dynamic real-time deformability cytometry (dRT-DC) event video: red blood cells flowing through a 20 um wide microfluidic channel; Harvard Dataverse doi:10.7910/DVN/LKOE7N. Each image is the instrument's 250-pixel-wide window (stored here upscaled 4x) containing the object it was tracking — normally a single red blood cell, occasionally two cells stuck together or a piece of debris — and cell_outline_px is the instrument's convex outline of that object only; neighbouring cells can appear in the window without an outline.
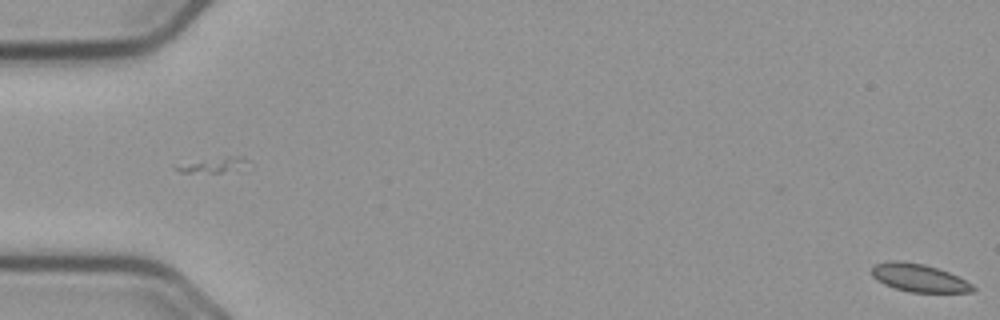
{"species": "common noctule bat (a hibernating species)", "species_latin": "Nyctalus noctula", "temperature_condition": "cold", "stored_images_in_passage": 58, "camera_frame_rate_fps": 3000, "um_per_image_px": 0.085, "animal": {"sex": "male", "body_mass_g": 23.1, "forearm_length_mm": 52.7}, "frame": {"image": 1, "passage_image": 1, "time_ms": 0.0, "image_size_px": [1000, 320], "cell_outline_px": [[976, 288], [972, 292], [912, 292], [896, 288], [884, 284], [876, 280], [872, 276], [872, 268], [876, 264], [888, 260], [904, 260], [924, 264], [948, 272], [972, 284]], "centroid_in_image_um": [78.08, 23.6], "position_along_channel_um": 6.9, "area_um2": 16.36}}
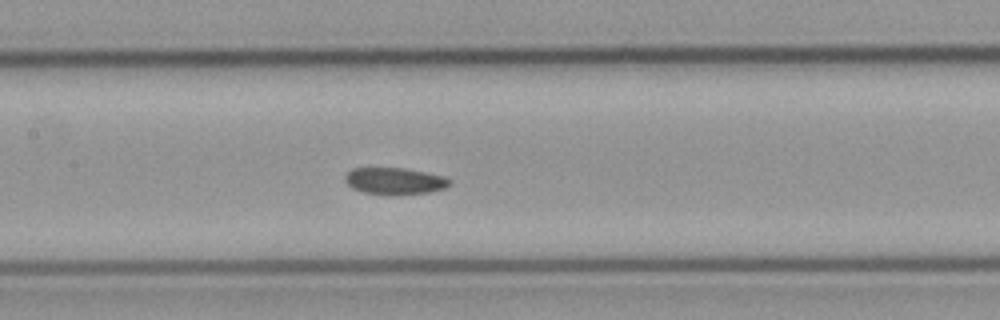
{"frame": {"image": 2, "passage_image": 28, "time_ms": 9.0, "image_size_px": [1000, 320], "cell_outline_px": [[452, 184], [444, 188], [432, 192], [396, 196], [384, 196], [364, 192], [352, 188], [344, 180], [344, 176], [352, 168], [404, 168], [444, 176], [452, 180]], "centroid_in_image_um": [33.56, 15.41], "position_along_channel_um": 173.8, "area_um2": 16.76}}
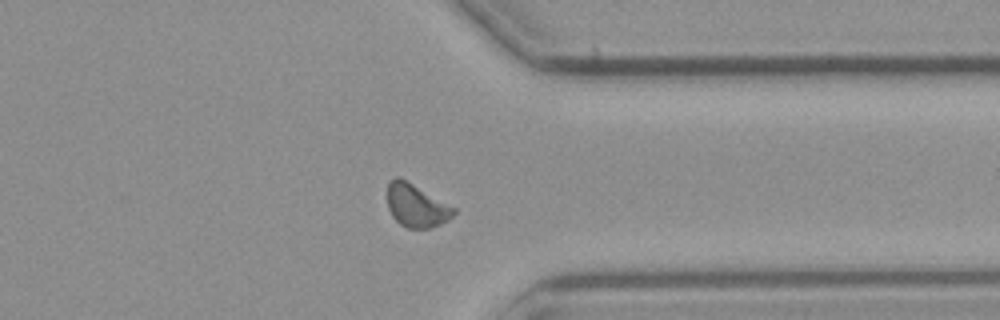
{"frame": {"image": 3, "passage_image": 45, "time_ms": 14.667, "image_size_px": [1000, 320], "cell_outline_px": [[456, 212], [448, 220], [440, 224], [428, 228], [408, 228], [400, 224], [392, 216], [388, 208], [388, 180], [396, 176], [400, 176], [456, 208]], "centroid_in_image_um": [35.37, 17.45], "position_along_channel_um": 376.0, "area_um2": 16.7}, "authors_computed_cell_mechanics": {"area_um2": 16.7042, "velocity_mm_per_s": 3.6373, "shape_relaxation_time_tau1_ms": null, "shape_relaxation_time_tau2_ms": 3.4019, "deformation_change_tau1": null, "deformation_change_tau2": 0.0744}}